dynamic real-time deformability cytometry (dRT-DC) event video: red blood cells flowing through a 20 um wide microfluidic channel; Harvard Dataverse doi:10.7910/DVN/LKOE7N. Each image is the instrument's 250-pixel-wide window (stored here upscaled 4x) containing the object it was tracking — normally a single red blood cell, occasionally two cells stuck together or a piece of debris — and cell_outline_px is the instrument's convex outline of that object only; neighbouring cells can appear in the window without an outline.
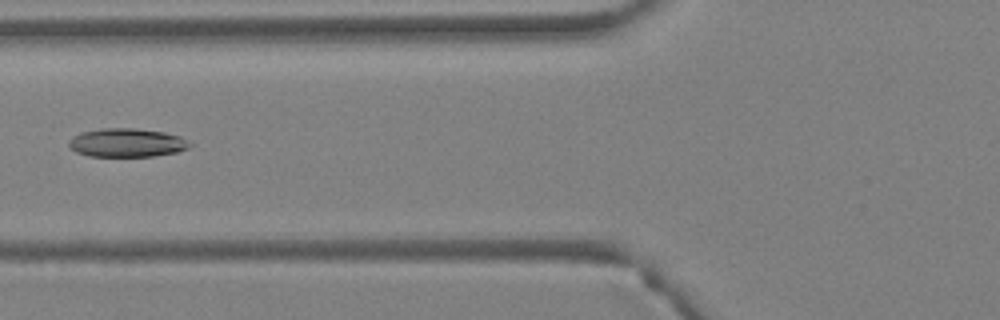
{"species": "Egyptian fruit bat (a non-hibernating species)", "species_latin": "Rousettus aegyptiacus", "temperature_condition": "warm", "stored_images_in_passage": 43, "camera_frame_rate_fps": 3000, "um_per_image_px": 0.085, "animal": {"sex": "female"}, "frame": {"image": 1, "passage_image": 18, "time_ms": 5.667, "image_size_px": [1000, 320], "cell_outline_px": [[192, 144], [188, 148], [176, 152], [152, 156], [88, 156], [76, 152], [68, 144], [68, 140], [72, 136], [80, 132], [100, 128], [136, 128], [164, 132], [180, 136]], "centroid_in_image_um": [10.75, 12.12], "position_along_channel_um": 115.1, "area_um2": 20.23}}
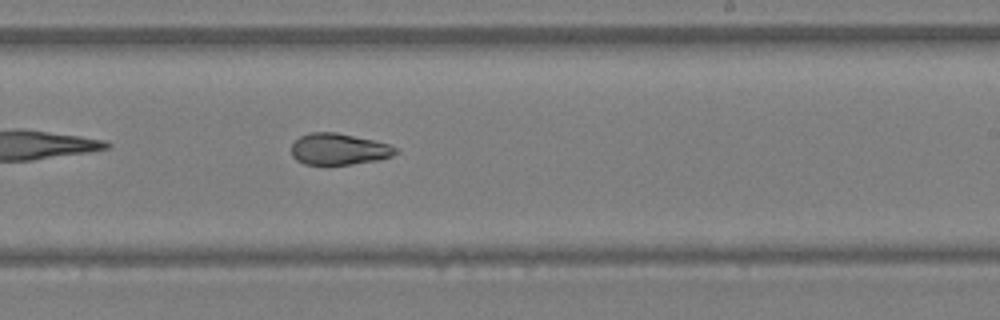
{"frame": {"image": 2, "passage_image": 27, "time_ms": 8.667, "image_size_px": [1000, 320], "cell_outline_px": [[400, 152], [392, 156], [380, 160], [324, 168], [304, 164], [296, 160], [292, 156], [292, 144], [300, 136], [312, 132], [336, 132], [372, 140], [388, 144], [400, 148]], "centroid_in_image_um": [28.8, 12.73], "position_along_channel_um": 260.2, "area_um2": 19.83}}
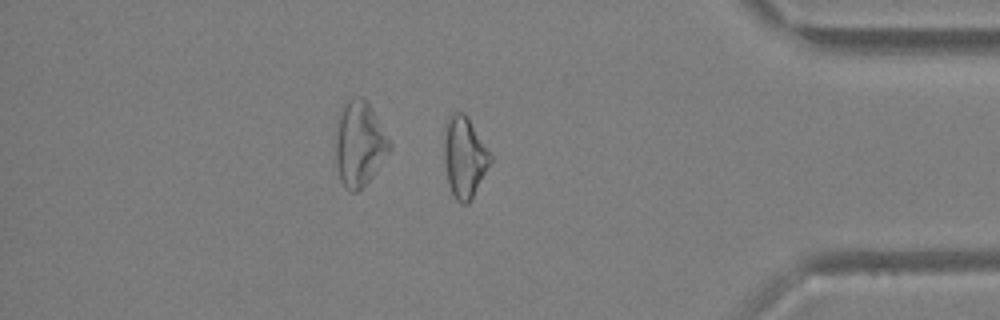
{"frame": {"image": 3, "passage_image": 37, "time_ms": 12.0, "image_size_px": [1000, 320], "cell_outline_px": [[492, 160], [468, 204], [460, 204], [456, 200], [448, 184], [444, 160], [444, 124], [452, 112], [464, 112], [468, 116], [492, 156]], "centroid_in_image_um": [39.45, 13.32], "position_along_channel_um": 395.7, "area_um2": 21.85}, "authors_computed_cell_mechanics": {"area_um2": 21.5016, "velocity_mm_per_s": 4.8603, "shape_relaxation_time_tau1_ms": null, "shape_relaxation_time_tau2_ms": 2.1019, "deformation_change_tau1": null, "deformation_change_tau2": 0.0865}}